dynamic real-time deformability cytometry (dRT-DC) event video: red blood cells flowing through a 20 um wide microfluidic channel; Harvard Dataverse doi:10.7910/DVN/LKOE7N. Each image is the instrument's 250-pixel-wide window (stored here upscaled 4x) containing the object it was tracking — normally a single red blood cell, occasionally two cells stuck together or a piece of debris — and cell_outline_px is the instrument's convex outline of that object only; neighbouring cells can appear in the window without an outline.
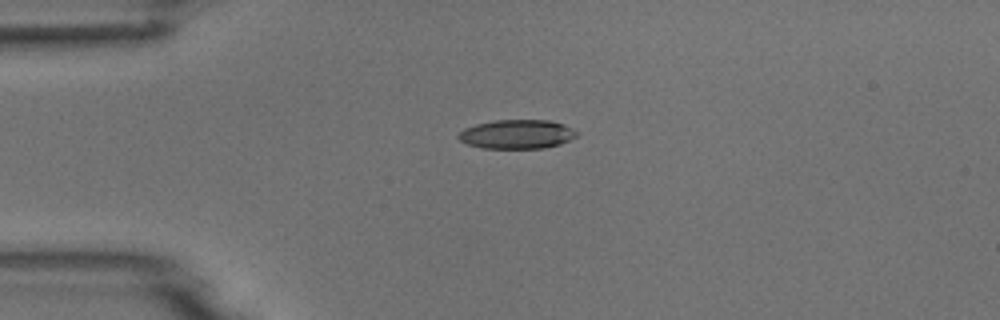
{"species": "common noctule bat (a hibernating species)", "species_latin": "Nyctalus noctula", "temperature_condition": "room temperature", "stored_images_in_passage": 2, "camera_frame_rate_fps": 3000, "um_per_image_px": 0.085, "animal": {"sex": "male", "body_mass_g": 18.8}, "frame": {"image": 1, "passage_image": 1, "time_ms": 0.0, "image_size_px": [1000, 320], "cell_outline_px": [[580, 132], [576, 136], [560, 144], [544, 148], [484, 148], [468, 144], [460, 140], [456, 136], [464, 128], [476, 124], [492, 120], [548, 120], [564, 124]], "centroid_in_image_um": [43.95, 11.4], "position_along_channel_um": 41.1, "area_um2": 20.06}}